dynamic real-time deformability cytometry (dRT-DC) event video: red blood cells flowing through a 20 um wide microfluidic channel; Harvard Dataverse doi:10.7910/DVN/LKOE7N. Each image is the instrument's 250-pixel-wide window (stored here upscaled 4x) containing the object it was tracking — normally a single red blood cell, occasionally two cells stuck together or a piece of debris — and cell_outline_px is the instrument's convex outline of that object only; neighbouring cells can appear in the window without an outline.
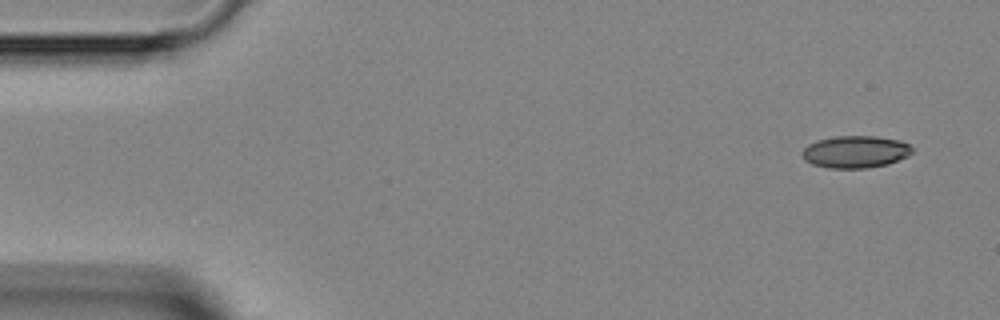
{"species": "Egyptian fruit bat (a non-hibernating species)", "species_latin": "Rousettus aegyptiacus", "temperature_condition": "room temperature", "stored_images_in_passage": 3, "camera_frame_rate_fps": 3000, "um_per_image_px": 0.085, "animal": {"sex": "female"}, "frame": {"image": 1, "passage_image": 1, "time_ms": 0.0, "image_size_px": [1000, 320], "cell_outline_px": [[912, 152], [908, 156], [888, 164], [864, 168], [828, 168], [812, 164], [804, 160], [800, 152], [808, 144], [816, 140], [836, 136], [876, 136], [900, 140], [908, 144], [912, 148]], "centroid_in_image_um": [72.68, 12.9], "position_along_channel_um": 12.3, "area_um2": 20.75}}